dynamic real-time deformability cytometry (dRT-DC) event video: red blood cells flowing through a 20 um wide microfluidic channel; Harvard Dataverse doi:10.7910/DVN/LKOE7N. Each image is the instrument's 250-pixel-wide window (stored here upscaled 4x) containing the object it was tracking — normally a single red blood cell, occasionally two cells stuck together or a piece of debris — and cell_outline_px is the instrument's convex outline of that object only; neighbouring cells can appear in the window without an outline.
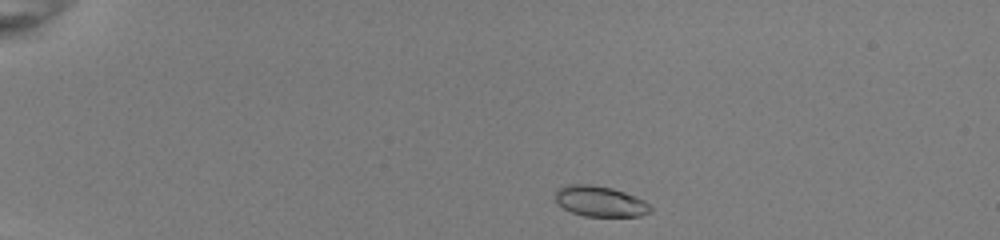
{"species": "common noctule bat (a hibernating species)", "species_latin": "Nyctalus noctula", "temperature_condition": "room temperature", "stored_images_in_passage": 43, "segment_of_instrument_passage": [1, 2], "camera_frame_rate_fps": 3000, "um_per_image_px": 0.085, "animal": {"sex": "female", "body_mass_g": 22.0, "forearm_length_mm": 56.7}, "frame": {"image": 1, "passage_image": 1, "time_ms": 0.0, "image_size_px": [1000, 240], "cell_outline_px": [[652, 212], [640, 216], [584, 216], [572, 212], [564, 208], [556, 200], [556, 188], [564, 184], [592, 184], [612, 188], [624, 192], [644, 200], [652, 208]], "centroid_in_image_um": [51.0, 17.1], "position_along_channel_um": 34.0, "area_um2": 16.99}}
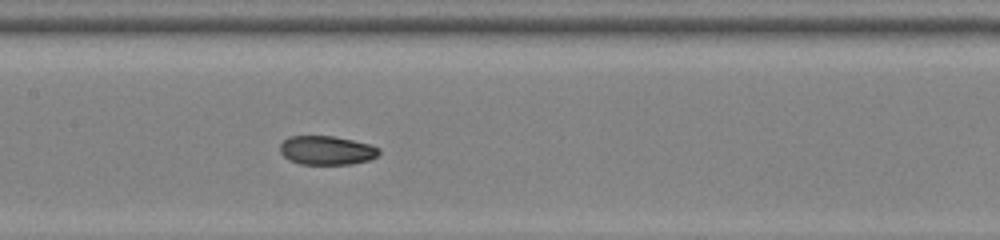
{"frame": {"image": 2, "passage_image": 18, "time_ms": 5.667, "image_size_px": [1000, 240], "cell_outline_px": [[380, 152], [376, 156], [368, 160], [352, 164], [300, 164], [288, 160], [280, 152], [280, 144], [288, 136], [332, 136], [372, 144], [380, 148]], "centroid_in_image_um": [27.76, 12.78], "position_along_channel_um": 179.6, "area_um2": 16.76}}
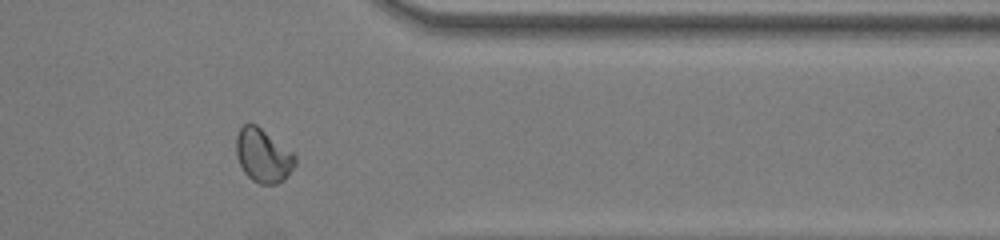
{"frame": {"image": 3, "passage_image": 34, "time_ms": 11.0, "image_size_px": [1000, 240], "cell_outline_px": [[296, 164], [284, 180], [276, 184], [260, 184], [252, 180], [244, 172], [236, 156], [236, 136], [240, 128], [244, 124], [256, 124], [292, 152], [296, 156]], "centroid_in_image_um": [22.36, 13.23], "position_along_channel_um": 389.0, "area_um2": 18.32}}